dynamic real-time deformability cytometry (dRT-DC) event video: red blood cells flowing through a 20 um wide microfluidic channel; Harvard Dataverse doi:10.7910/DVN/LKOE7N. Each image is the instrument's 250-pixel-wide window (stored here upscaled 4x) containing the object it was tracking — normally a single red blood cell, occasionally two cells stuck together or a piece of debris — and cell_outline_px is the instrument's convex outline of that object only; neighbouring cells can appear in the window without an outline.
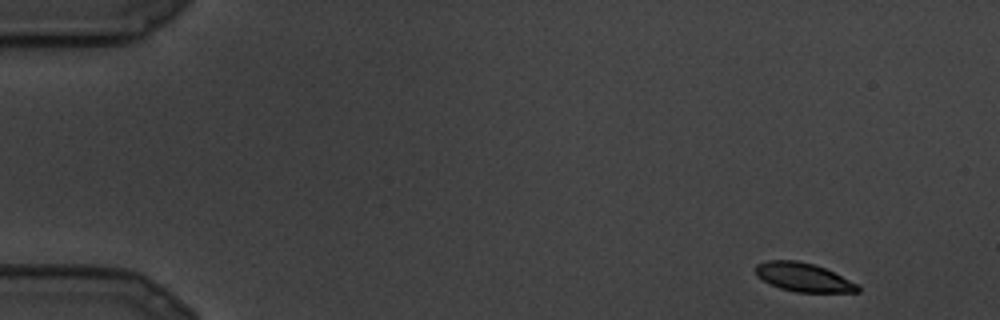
{"species": "common noctule bat (a hibernating species)", "species_latin": "Nyctalus noctula", "temperature_condition": "cold", "stored_images_in_passage": 9, "camera_frame_rate_fps": 3000, "um_per_image_px": 0.085, "animal": {"sex": "male", "body_mass_g": 19.5, "forearm_length_mm": 54.6}, "frame": {"image": 1, "passage_image": 1, "time_ms": 0.0, "image_size_px": [1000, 320], "cell_outline_px": [[860, 292], [796, 292], [780, 288], [756, 276], [756, 264], [764, 260], [796, 260], [812, 264], [824, 268], [860, 284]], "centroid_in_image_um": [68.31, 23.56], "position_along_channel_um": 16.7, "area_um2": 17.05}}
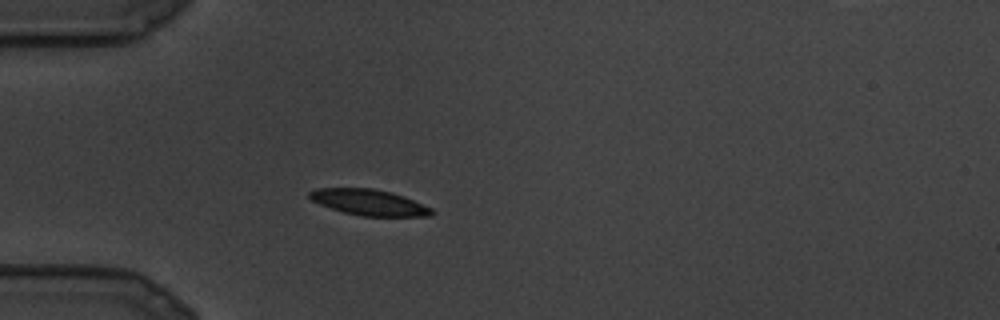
{"frame": {"image": 2, "passage_image": 7, "time_ms": 2.0, "image_size_px": [1000, 320], "cell_outline_px": [[436, 212], [432, 216], [364, 216], [344, 212], [320, 204], [312, 200], [308, 196], [308, 192], [316, 188], [372, 188], [392, 192], [404, 196], [432, 208]], "centroid_in_image_um": [31.4, 17.19], "position_along_channel_um": 53.6, "area_um2": 18.44}}
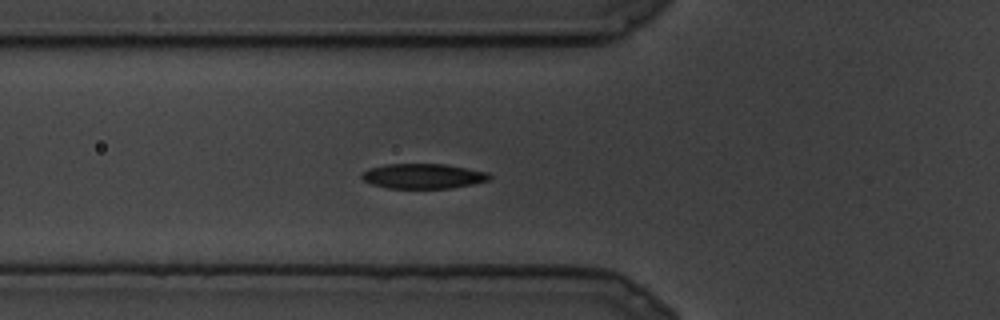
{"frame": {"image": 3, "passage_image": 9, "time_ms": 2.667, "image_size_px": [1000, 320], "cell_outline_px": [[492, 176], [488, 180], [472, 184], [452, 188], [388, 188], [372, 184], [364, 180], [360, 176], [368, 168], [384, 164], [444, 164], [488, 172]], "centroid_in_image_um": [35.96, 14.96], "position_along_channel_um": 89.8, "area_um2": 18.5}}